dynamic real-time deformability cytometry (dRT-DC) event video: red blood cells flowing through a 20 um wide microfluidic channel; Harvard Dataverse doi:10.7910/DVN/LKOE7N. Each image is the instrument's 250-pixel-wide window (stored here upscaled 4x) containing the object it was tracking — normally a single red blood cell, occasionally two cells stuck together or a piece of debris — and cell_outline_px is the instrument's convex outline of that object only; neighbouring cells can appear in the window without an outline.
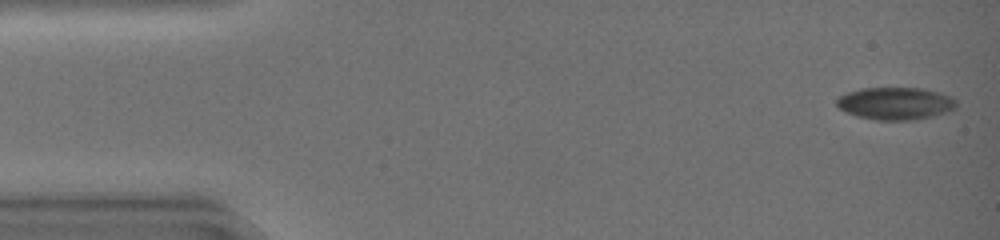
{"species": "common noctule bat (a hibernating species)", "species_latin": "Nyctalus noctula", "temperature_condition": "warm", "stored_images_in_passage": 45, "camera_frame_rate_fps": 3000, "um_per_image_px": 0.085, "animal": {"sex": "female", "body_mass_g": 19.0, "forearm_length_mm": 51.5}, "frame": {"image": 1, "passage_image": 2, "time_ms": 0.333, "image_size_px": [1000, 240], "cell_outline_px": [[956, 108], [944, 112], [928, 116], [908, 120], [880, 120], [860, 116], [848, 112], [840, 108], [836, 104], [836, 100], [840, 96], [848, 92], [864, 88], [920, 88], [940, 92], [956, 100]], "centroid_in_image_um": [76.11, 8.77], "position_along_channel_um": 8.9, "area_um2": 22.02}}
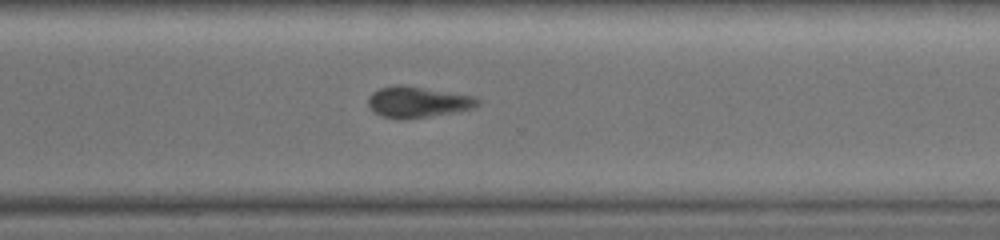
{"frame": {"image": 2, "passage_image": 33, "time_ms": 10.667, "image_size_px": [1000, 240], "cell_outline_px": [[480, 104], [472, 108], [452, 112], [404, 120], [400, 120], [380, 116], [368, 104], [368, 96], [372, 92], [380, 88], [396, 84], [400, 84], [476, 96], [480, 100]], "centroid_in_image_um": [35.49, 8.67], "position_along_channel_um": 335.1, "area_um2": 19.77}}
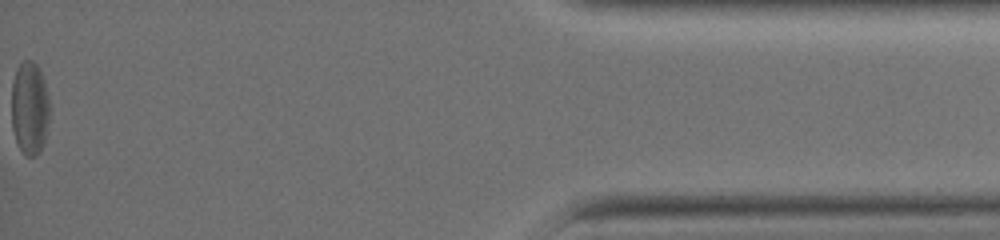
{"frame": {"image": 3, "passage_image": 45, "time_ms": 14.667, "image_size_px": [1000, 240], "cell_outline_px": [[48, 120], [44, 140], [40, 152], [36, 156], [24, 156], [16, 144], [12, 128], [12, 84], [16, 68], [24, 60], [32, 60], [36, 64], [44, 80], [48, 96]], "centroid_in_image_um": [2.49, 9.22], "position_along_channel_um": 432.7, "area_um2": 20.69}, "authors_computed_cell_mechanics": {"area_um2": 21.4438, "velocity_mm_per_s": 4.3699, "shape_relaxation_time_tau1_ms": 2.9685, "shape_relaxation_time_tau2_ms": null, "deformation_change_tau1": 0.0894, "deformation_change_tau2": null}}